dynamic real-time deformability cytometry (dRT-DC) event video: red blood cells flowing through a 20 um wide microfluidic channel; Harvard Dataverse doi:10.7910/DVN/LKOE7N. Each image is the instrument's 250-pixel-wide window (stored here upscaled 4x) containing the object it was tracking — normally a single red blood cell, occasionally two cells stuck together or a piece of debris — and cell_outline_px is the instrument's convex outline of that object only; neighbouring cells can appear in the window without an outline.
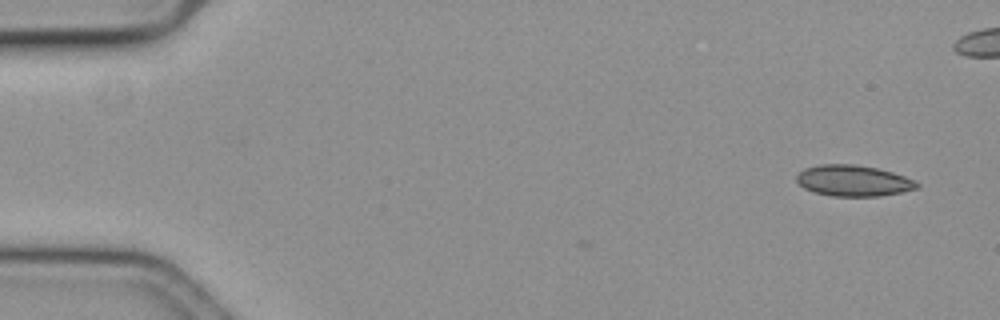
{"species": "common noctule bat (a hibernating species)", "species_latin": "Nyctalus noctula", "temperature_condition": "cold", "stored_images_in_passage": 3, "camera_frame_rate_fps": 3000, "um_per_image_px": 0.085, "animal": {"sex": "female", "body_mass_g": 19.3, "forearm_length_mm": 54.1}, "frame": {"image": 1, "passage_image": 3, "time_ms": 0.667, "image_size_px": [1000, 320], "cell_outline_px": [[920, 184], [916, 188], [900, 192], [880, 196], [832, 196], [812, 192], [804, 188], [796, 180], [796, 176], [804, 168], [820, 164], [852, 164], [876, 168], [892, 172], [916, 180]], "centroid_in_image_um": [72.51, 15.36], "position_along_channel_um": 12.5, "area_um2": 21.73}}